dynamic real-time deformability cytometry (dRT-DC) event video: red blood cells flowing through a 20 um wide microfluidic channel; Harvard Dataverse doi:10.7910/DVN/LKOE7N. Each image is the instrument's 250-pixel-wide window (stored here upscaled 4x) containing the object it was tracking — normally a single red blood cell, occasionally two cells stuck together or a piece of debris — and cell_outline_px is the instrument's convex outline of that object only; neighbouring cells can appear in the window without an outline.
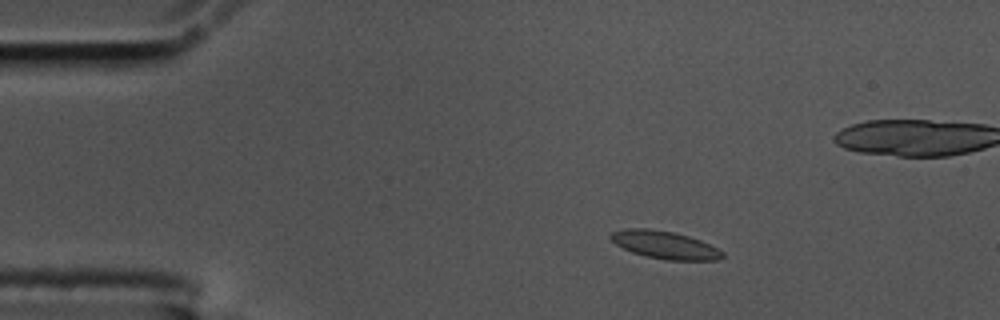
{"species": "common noctule bat (a hibernating species)", "species_latin": "Nyctalus noctula", "temperature_condition": "cold", "stored_images_in_passage": 50, "camera_frame_rate_fps": 3000, "um_per_image_px": 0.085, "animal": {"sex": "male", "body_mass_g": 17.5, "forearm_length_mm": 52.3}, "frame": {"image": 1, "passage_image": 1, "time_ms": 0.0, "image_size_px": [1000, 320], "cell_outline_px": [[724, 256], [716, 260], [664, 260], [644, 256], [632, 252], [616, 244], [608, 236], [612, 232], [624, 228], [648, 228], [672, 232], [688, 236], [700, 240], [724, 252]], "centroid_in_image_um": [56.48, 20.82], "position_along_channel_um": 28.5, "area_um2": 17.98}}
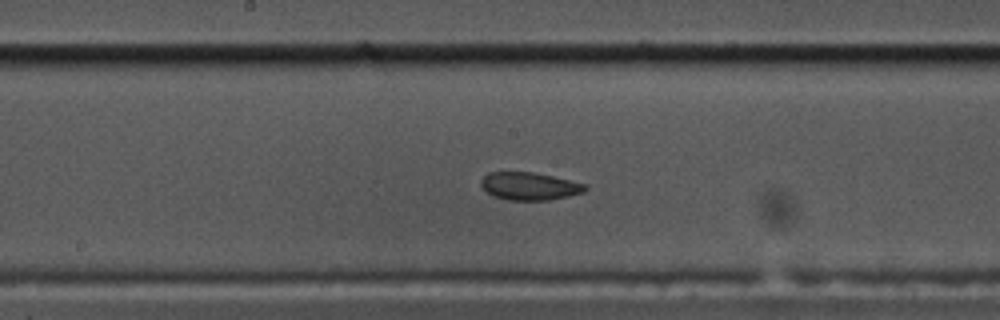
{"frame": {"image": 2, "passage_image": 21, "time_ms": 6.667, "image_size_px": [1000, 320], "cell_outline_px": [[588, 188], [584, 192], [568, 196], [548, 200], [508, 200], [492, 196], [480, 184], [480, 180], [488, 172], [532, 172], [552, 176], [588, 184]], "centroid_in_image_um": [45.02, 15.82], "position_along_channel_um": 203.2, "area_um2": 16.88}}
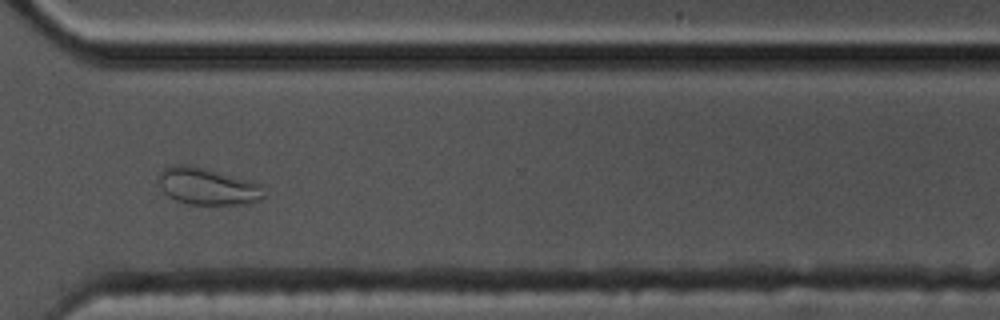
{"frame": {"image": 3, "passage_image": 34, "time_ms": 11.0, "image_size_px": [1000, 320], "cell_outline_px": [[268, 196], [260, 200], [248, 204], [188, 204], [176, 200], [168, 196], [164, 192], [156, 180], [156, 176], [164, 168], [172, 164], [184, 164], [204, 168], [252, 180], [260, 184]], "centroid_in_image_um": [17.65, 15.83], "position_along_channel_um": 353.0, "area_um2": 23.12}, "authors_computed_cell_mechanics": {"area_um2": 18.0914, "velocity_mm_per_s": 3.45, "shape_relaxation_time_tau1_ms": null, "shape_relaxation_time_tau2_ms": 1.6663, "deformation_change_tau1": null, "deformation_change_tau2": 0.0601}}